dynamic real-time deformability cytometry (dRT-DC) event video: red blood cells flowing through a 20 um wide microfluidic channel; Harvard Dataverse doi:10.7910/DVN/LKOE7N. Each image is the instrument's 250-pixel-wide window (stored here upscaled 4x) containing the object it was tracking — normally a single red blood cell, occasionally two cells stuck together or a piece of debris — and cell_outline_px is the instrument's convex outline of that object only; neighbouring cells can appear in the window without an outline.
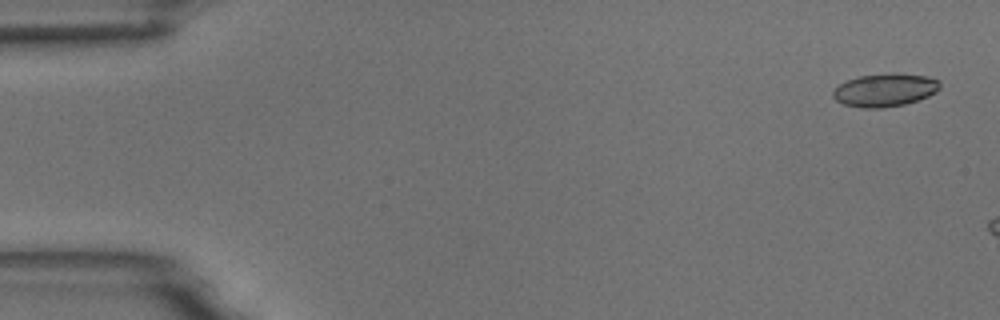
{"species": "common noctule bat (a hibernating species)", "species_latin": "Nyctalus noctula", "temperature_condition": "room temperature", "stored_images_in_passage": 3, "camera_frame_rate_fps": 3000, "um_per_image_px": 0.085, "animal": {"sex": "male", "body_mass_g": 18.8}, "frame": {"image": 1, "passage_image": 1, "time_ms": 0.0, "image_size_px": [1000, 320], "cell_outline_px": [[940, 88], [936, 92], [928, 96], [904, 104], [884, 108], [860, 108], [844, 104], [836, 100], [832, 96], [832, 92], [840, 84], [848, 80], [860, 76], [888, 72], [892, 72], [928, 76], [940, 80]], "centroid_in_image_um": [75.23, 7.64], "position_along_channel_um": 9.8, "area_um2": 20.75}}